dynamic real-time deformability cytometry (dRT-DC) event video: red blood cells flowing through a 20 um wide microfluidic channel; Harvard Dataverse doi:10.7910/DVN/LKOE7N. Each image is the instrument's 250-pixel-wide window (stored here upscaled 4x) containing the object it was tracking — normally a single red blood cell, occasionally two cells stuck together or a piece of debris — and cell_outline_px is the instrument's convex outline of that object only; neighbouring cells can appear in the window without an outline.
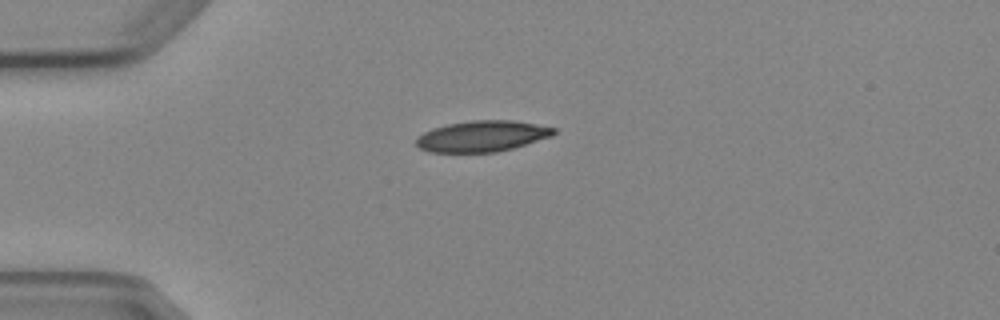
{"species": "Egyptian fruit bat (a non-hibernating species)", "species_latin": "Rousettus aegyptiacus", "temperature_condition": "cold", "stored_images_in_passage": 3, "camera_frame_rate_fps": 3000, "um_per_image_px": 0.085, "animal": {"sex": "female"}, "frame": {"image": 1, "passage_image": 1, "time_ms": 0.0, "image_size_px": [1000, 320], "cell_outline_px": [[556, 132], [552, 136], [512, 148], [496, 152], [428, 152], [420, 148], [416, 144], [416, 140], [424, 132], [432, 128], [448, 124], [472, 120], [516, 120], [556, 128]], "centroid_in_image_um": [40.99, 11.57], "position_along_channel_um": 44.0, "area_um2": 24.74}}
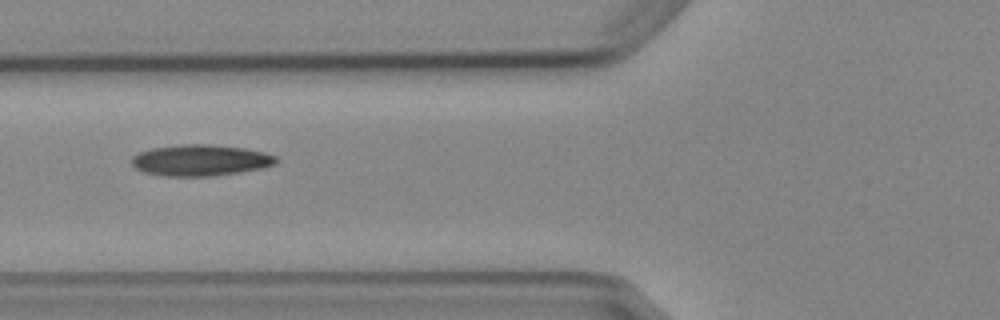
{"frame": {"image": 2, "passage_image": 3, "time_ms": 2.333, "image_size_px": [1000, 320], "cell_outline_px": [[280, 160], [276, 164], [264, 168], [240, 172], [212, 176], [164, 176], [144, 172], [136, 168], [132, 164], [132, 156], [140, 152], [152, 148], [180, 144], [208, 144], [244, 148], [264, 152], [276, 156]], "centroid_in_image_um": [17.07, 13.62], "position_along_channel_um": 108.7, "area_um2": 26.41}}